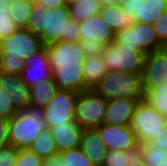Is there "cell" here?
<instances>
[{"instance_id":"obj_1","label":"cell","mask_w":167,"mask_h":166,"mask_svg":"<svg viewBox=\"0 0 167 166\" xmlns=\"http://www.w3.org/2000/svg\"><path fill=\"white\" fill-rule=\"evenodd\" d=\"M47 49L57 90L77 93L89 90L84 84L86 56L79 41L61 40L47 45Z\"/></svg>"},{"instance_id":"obj_2","label":"cell","mask_w":167,"mask_h":166,"mask_svg":"<svg viewBox=\"0 0 167 166\" xmlns=\"http://www.w3.org/2000/svg\"><path fill=\"white\" fill-rule=\"evenodd\" d=\"M26 29L40 36L46 46L61 40H80L78 22L71 19L68 5L47 9L43 4L33 2Z\"/></svg>"},{"instance_id":"obj_3","label":"cell","mask_w":167,"mask_h":166,"mask_svg":"<svg viewBox=\"0 0 167 166\" xmlns=\"http://www.w3.org/2000/svg\"><path fill=\"white\" fill-rule=\"evenodd\" d=\"M44 46L42 38L27 29H17L0 40V72L21 75L25 60Z\"/></svg>"},{"instance_id":"obj_4","label":"cell","mask_w":167,"mask_h":166,"mask_svg":"<svg viewBox=\"0 0 167 166\" xmlns=\"http://www.w3.org/2000/svg\"><path fill=\"white\" fill-rule=\"evenodd\" d=\"M45 129L47 123L43 108L28 104L9 119V144L18 149H28Z\"/></svg>"},{"instance_id":"obj_5","label":"cell","mask_w":167,"mask_h":166,"mask_svg":"<svg viewBox=\"0 0 167 166\" xmlns=\"http://www.w3.org/2000/svg\"><path fill=\"white\" fill-rule=\"evenodd\" d=\"M91 90L107 101L121 98L144 99L140 73L108 72Z\"/></svg>"},{"instance_id":"obj_6","label":"cell","mask_w":167,"mask_h":166,"mask_svg":"<svg viewBox=\"0 0 167 166\" xmlns=\"http://www.w3.org/2000/svg\"><path fill=\"white\" fill-rule=\"evenodd\" d=\"M130 127L135 133L139 143H149L156 135L165 131L167 117L160 114L146 100H140Z\"/></svg>"},{"instance_id":"obj_7","label":"cell","mask_w":167,"mask_h":166,"mask_svg":"<svg viewBox=\"0 0 167 166\" xmlns=\"http://www.w3.org/2000/svg\"><path fill=\"white\" fill-rule=\"evenodd\" d=\"M146 53L119 45L114 41L104 46L101 57L108 72L143 73Z\"/></svg>"},{"instance_id":"obj_8","label":"cell","mask_w":167,"mask_h":166,"mask_svg":"<svg viewBox=\"0 0 167 166\" xmlns=\"http://www.w3.org/2000/svg\"><path fill=\"white\" fill-rule=\"evenodd\" d=\"M108 101L91 89L78 93L74 119L83 129H92L104 124Z\"/></svg>"},{"instance_id":"obj_9","label":"cell","mask_w":167,"mask_h":166,"mask_svg":"<svg viewBox=\"0 0 167 166\" xmlns=\"http://www.w3.org/2000/svg\"><path fill=\"white\" fill-rule=\"evenodd\" d=\"M114 42L146 54L164 48L160 44L152 24L136 21L132 25L115 32Z\"/></svg>"},{"instance_id":"obj_10","label":"cell","mask_w":167,"mask_h":166,"mask_svg":"<svg viewBox=\"0 0 167 166\" xmlns=\"http://www.w3.org/2000/svg\"><path fill=\"white\" fill-rule=\"evenodd\" d=\"M77 96L78 93L72 91L57 90L55 92L51 101L43 108L47 128L75 122Z\"/></svg>"},{"instance_id":"obj_11","label":"cell","mask_w":167,"mask_h":166,"mask_svg":"<svg viewBox=\"0 0 167 166\" xmlns=\"http://www.w3.org/2000/svg\"><path fill=\"white\" fill-rule=\"evenodd\" d=\"M21 77L29 88L40 83L54 82L46 45L25 60Z\"/></svg>"},{"instance_id":"obj_12","label":"cell","mask_w":167,"mask_h":166,"mask_svg":"<svg viewBox=\"0 0 167 166\" xmlns=\"http://www.w3.org/2000/svg\"><path fill=\"white\" fill-rule=\"evenodd\" d=\"M95 129L109 151H127L139 144L130 126H116L104 123Z\"/></svg>"},{"instance_id":"obj_13","label":"cell","mask_w":167,"mask_h":166,"mask_svg":"<svg viewBox=\"0 0 167 166\" xmlns=\"http://www.w3.org/2000/svg\"><path fill=\"white\" fill-rule=\"evenodd\" d=\"M161 81L167 82V48L146 54L142 73L143 89L157 88Z\"/></svg>"},{"instance_id":"obj_14","label":"cell","mask_w":167,"mask_h":166,"mask_svg":"<svg viewBox=\"0 0 167 166\" xmlns=\"http://www.w3.org/2000/svg\"><path fill=\"white\" fill-rule=\"evenodd\" d=\"M80 39L96 40L107 46L114 41L115 32L101 14L90 16L78 23Z\"/></svg>"},{"instance_id":"obj_15","label":"cell","mask_w":167,"mask_h":166,"mask_svg":"<svg viewBox=\"0 0 167 166\" xmlns=\"http://www.w3.org/2000/svg\"><path fill=\"white\" fill-rule=\"evenodd\" d=\"M142 99L121 98L108 101L104 123L130 126L132 116Z\"/></svg>"},{"instance_id":"obj_16","label":"cell","mask_w":167,"mask_h":166,"mask_svg":"<svg viewBox=\"0 0 167 166\" xmlns=\"http://www.w3.org/2000/svg\"><path fill=\"white\" fill-rule=\"evenodd\" d=\"M4 89L13 105L19 110L30 104V90L21 75L0 72V89Z\"/></svg>"},{"instance_id":"obj_17","label":"cell","mask_w":167,"mask_h":166,"mask_svg":"<svg viewBox=\"0 0 167 166\" xmlns=\"http://www.w3.org/2000/svg\"><path fill=\"white\" fill-rule=\"evenodd\" d=\"M49 129L54 137L58 153L80 147L83 128L76 122L65 123Z\"/></svg>"},{"instance_id":"obj_18","label":"cell","mask_w":167,"mask_h":166,"mask_svg":"<svg viewBox=\"0 0 167 166\" xmlns=\"http://www.w3.org/2000/svg\"><path fill=\"white\" fill-rule=\"evenodd\" d=\"M80 148L91 160L93 166L104 165L107 149L95 128L83 129Z\"/></svg>"},{"instance_id":"obj_19","label":"cell","mask_w":167,"mask_h":166,"mask_svg":"<svg viewBox=\"0 0 167 166\" xmlns=\"http://www.w3.org/2000/svg\"><path fill=\"white\" fill-rule=\"evenodd\" d=\"M141 159H143V148L139 143L127 151L107 150L103 166H130L132 163H138Z\"/></svg>"},{"instance_id":"obj_20","label":"cell","mask_w":167,"mask_h":166,"mask_svg":"<svg viewBox=\"0 0 167 166\" xmlns=\"http://www.w3.org/2000/svg\"><path fill=\"white\" fill-rule=\"evenodd\" d=\"M108 73L101 55L86 57L84 61V84L91 89Z\"/></svg>"},{"instance_id":"obj_21","label":"cell","mask_w":167,"mask_h":166,"mask_svg":"<svg viewBox=\"0 0 167 166\" xmlns=\"http://www.w3.org/2000/svg\"><path fill=\"white\" fill-rule=\"evenodd\" d=\"M100 14L114 32L122 30L134 23V20L125 13L121 4L102 7Z\"/></svg>"},{"instance_id":"obj_22","label":"cell","mask_w":167,"mask_h":166,"mask_svg":"<svg viewBox=\"0 0 167 166\" xmlns=\"http://www.w3.org/2000/svg\"><path fill=\"white\" fill-rule=\"evenodd\" d=\"M71 19L82 22L90 16L100 14L102 5L99 0H76L68 5Z\"/></svg>"},{"instance_id":"obj_23","label":"cell","mask_w":167,"mask_h":166,"mask_svg":"<svg viewBox=\"0 0 167 166\" xmlns=\"http://www.w3.org/2000/svg\"><path fill=\"white\" fill-rule=\"evenodd\" d=\"M29 149L43 160L57 154L58 149L54 137L49 128L43 130L33 141Z\"/></svg>"},{"instance_id":"obj_24","label":"cell","mask_w":167,"mask_h":166,"mask_svg":"<svg viewBox=\"0 0 167 166\" xmlns=\"http://www.w3.org/2000/svg\"><path fill=\"white\" fill-rule=\"evenodd\" d=\"M167 10L166 0H144L140 4L139 16L136 22L144 24H153L160 16V14Z\"/></svg>"},{"instance_id":"obj_25","label":"cell","mask_w":167,"mask_h":166,"mask_svg":"<svg viewBox=\"0 0 167 166\" xmlns=\"http://www.w3.org/2000/svg\"><path fill=\"white\" fill-rule=\"evenodd\" d=\"M144 100L167 117V82L161 81L157 88L144 89Z\"/></svg>"},{"instance_id":"obj_26","label":"cell","mask_w":167,"mask_h":166,"mask_svg":"<svg viewBox=\"0 0 167 166\" xmlns=\"http://www.w3.org/2000/svg\"><path fill=\"white\" fill-rule=\"evenodd\" d=\"M33 2V0H11L9 13L18 29H26Z\"/></svg>"},{"instance_id":"obj_27","label":"cell","mask_w":167,"mask_h":166,"mask_svg":"<svg viewBox=\"0 0 167 166\" xmlns=\"http://www.w3.org/2000/svg\"><path fill=\"white\" fill-rule=\"evenodd\" d=\"M30 104L44 108L53 98L57 91L54 82H46L30 87Z\"/></svg>"},{"instance_id":"obj_28","label":"cell","mask_w":167,"mask_h":166,"mask_svg":"<svg viewBox=\"0 0 167 166\" xmlns=\"http://www.w3.org/2000/svg\"><path fill=\"white\" fill-rule=\"evenodd\" d=\"M142 148L146 166H167V151L153 146L150 142L142 144Z\"/></svg>"},{"instance_id":"obj_29","label":"cell","mask_w":167,"mask_h":166,"mask_svg":"<svg viewBox=\"0 0 167 166\" xmlns=\"http://www.w3.org/2000/svg\"><path fill=\"white\" fill-rule=\"evenodd\" d=\"M60 158L63 166H93L80 147L60 152Z\"/></svg>"},{"instance_id":"obj_30","label":"cell","mask_w":167,"mask_h":166,"mask_svg":"<svg viewBox=\"0 0 167 166\" xmlns=\"http://www.w3.org/2000/svg\"><path fill=\"white\" fill-rule=\"evenodd\" d=\"M44 160L28 149H20L14 166H43Z\"/></svg>"},{"instance_id":"obj_31","label":"cell","mask_w":167,"mask_h":166,"mask_svg":"<svg viewBox=\"0 0 167 166\" xmlns=\"http://www.w3.org/2000/svg\"><path fill=\"white\" fill-rule=\"evenodd\" d=\"M18 109L13 105L11 99L4 89H0V118L11 119L18 113Z\"/></svg>"},{"instance_id":"obj_32","label":"cell","mask_w":167,"mask_h":166,"mask_svg":"<svg viewBox=\"0 0 167 166\" xmlns=\"http://www.w3.org/2000/svg\"><path fill=\"white\" fill-rule=\"evenodd\" d=\"M160 44L167 48V10L152 24Z\"/></svg>"},{"instance_id":"obj_33","label":"cell","mask_w":167,"mask_h":166,"mask_svg":"<svg viewBox=\"0 0 167 166\" xmlns=\"http://www.w3.org/2000/svg\"><path fill=\"white\" fill-rule=\"evenodd\" d=\"M17 29L9 11H0V40L12 35Z\"/></svg>"},{"instance_id":"obj_34","label":"cell","mask_w":167,"mask_h":166,"mask_svg":"<svg viewBox=\"0 0 167 166\" xmlns=\"http://www.w3.org/2000/svg\"><path fill=\"white\" fill-rule=\"evenodd\" d=\"M19 150L20 149L12 145L0 149V166H14L17 161Z\"/></svg>"},{"instance_id":"obj_35","label":"cell","mask_w":167,"mask_h":166,"mask_svg":"<svg viewBox=\"0 0 167 166\" xmlns=\"http://www.w3.org/2000/svg\"><path fill=\"white\" fill-rule=\"evenodd\" d=\"M79 42L86 57L101 55L104 49V45L96 40L80 39Z\"/></svg>"},{"instance_id":"obj_36","label":"cell","mask_w":167,"mask_h":166,"mask_svg":"<svg viewBox=\"0 0 167 166\" xmlns=\"http://www.w3.org/2000/svg\"><path fill=\"white\" fill-rule=\"evenodd\" d=\"M144 0H121V6L125 13L134 21L139 16L140 4H143Z\"/></svg>"},{"instance_id":"obj_37","label":"cell","mask_w":167,"mask_h":166,"mask_svg":"<svg viewBox=\"0 0 167 166\" xmlns=\"http://www.w3.org/2000/svg\"><path fill=\"white\" fill-rule=\"evenodd\" d=\"M9 144V119L0 118V149Z\"/></svg>"},{"instance_id":"obj_38","label":"cell","mask_w":167,"mask_h":166,"mask_svg":"<svg viewBox=\"0 0 167 166\" xmlns=\"http://www.w3.org/2000/svg\"><path fill=\"white\" fill-rule=\"evenodd\" d=\"M150 143L157 148L167 151V127H165V131L156 135Z\"/></svg>"},{"instance_id":"obj_39","label":"cell","mask_w":167,"mask_h":166,"mask_svg":"<svg viewBox=\"0 0 167 166\" xmlns=\"http://www.w3.org/2000/svg\"><path fill=\"white\" fill-rule=\"evenodd\" d=\"M44 5L45 8L54 9L55 7H60L66 5L64 0H33Z\"/></svg>"},{"instance_id":"obj_40","label":"cell","mask_w":167,"mask_h":166,"mask_svg":"<svg viewBox=\"0 0 167 166\" xmlns=\"http://www.w3.org/2000/svg\"><path fill=\"white\" fill-rule=\"evenodd\" d=\"M43 166H63L62 160L60 158V153L54 154L48 159H45Z\"/></svg>"},{"instance_id":"obj_41","label":"cell","mask_w":167,"mask_h":166,"mask_svg":"<svg viewBox=\"0 0 167 166\" xmlns=\"http://www.w3.org/2000/svg\"><path fill=\"white\" fill-rule=\"evenodd\" d=\"M102 7H107V6H114L117 4H121V0H99Z\"/></svg>"},{"instance_id":"obj_42","label":"cell","mask_w":167,"mask_h":166,"mask_svg":"<svg viewBox=\"0 0 167 166\" xmlns=\"http://www.w3.org/2000/svg\"><path fill=\"white\" fill-rule=\"evenodd\" d=\"M11 0H0V11H9Z\"/></svg>"},{"instance_id":"obj_43","label":"cell","mask_w":167,"mask_h":166,"mask_svg":"<svg viewBox=\"0 0 167 166\" xmlns=\"http://www.w3.org/2000/svg\"><path fill=\"white\" fill-rule=\"evenodd\" d=\"M130 166H146L143 159L139 160L138 163H132Z\"/></svg>"},{"instance_id":"obj_44","label":"cell","mask_w":167,"mask_h":166,"mask_svg":"<svg viewBox=\"0 0 167 166\" xmlns=\"http://www.w3.org/2000/svg\"><path fill=\"white\" fill-rule=\"evenodd\" d=\"M76 0H64L65 4L66 5H69L71 4L72 2H75Z\"/></svg>"}]
</instances>
